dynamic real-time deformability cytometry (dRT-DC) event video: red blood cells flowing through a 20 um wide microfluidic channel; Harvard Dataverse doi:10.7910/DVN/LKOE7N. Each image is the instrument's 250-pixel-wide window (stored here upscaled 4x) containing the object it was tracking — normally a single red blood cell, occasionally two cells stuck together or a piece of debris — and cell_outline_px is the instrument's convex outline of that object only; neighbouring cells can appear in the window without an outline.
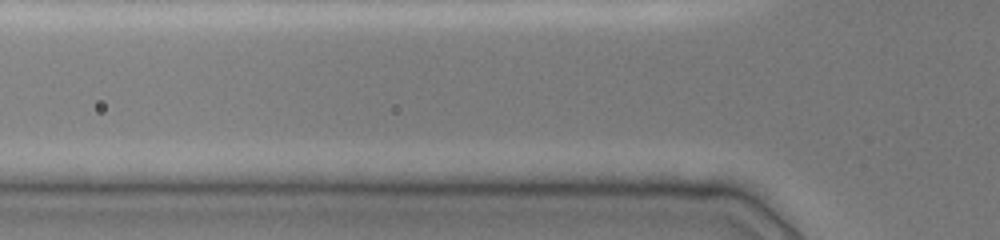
{"species": "common noctule bat (a hibernating species)", "species_latin": "Nyctalus noctula", "temperature_condition": "cold", "stored_images_in_passage": 3, "camera_frame_rate_fps": 3000, "um_per_image_px": 0.085, "animal": {"sex": "female", "body_mass_g": 19.0, "forearm_length_mm": 51.5}, "frame": {"image": 1, "passage_image": 3, "time_ms": 0.667, "image_size_px": [1000, 240], "cell_outline_px": [[616, 188], [536, 192], [476, 192], [472, 188], [480, 184], [492, 180], [600, 180]], "centroid_in_image_um": [45.87, 15.79], "position_along_channel_um": 79.9, "area_um2": 10.29}}